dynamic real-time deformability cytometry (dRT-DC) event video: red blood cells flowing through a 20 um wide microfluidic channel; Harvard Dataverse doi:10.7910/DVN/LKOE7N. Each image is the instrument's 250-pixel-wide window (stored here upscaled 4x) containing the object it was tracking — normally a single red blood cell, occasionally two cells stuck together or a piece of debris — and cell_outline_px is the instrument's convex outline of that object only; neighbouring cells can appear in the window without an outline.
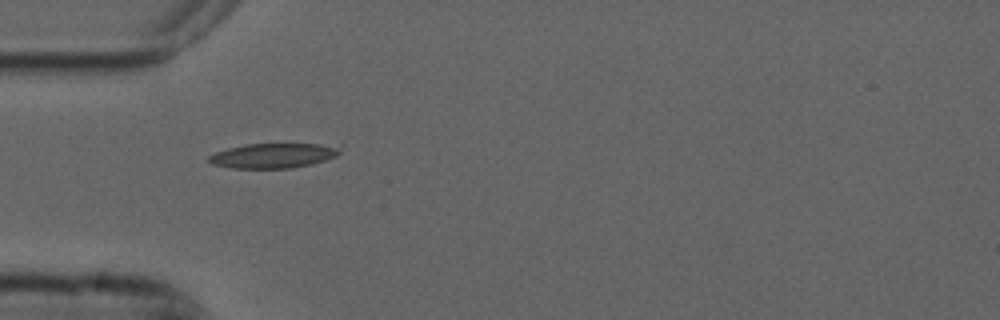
{"species": "common noctule bat (a hibernating species)", "species_latin": "Nyctalus noctula", "temperature_condition": "cold", "stored_images_in_passage": 4, "camera_frame_rate_fps": 3000, "um_per_image_px": 0.085, "animal": {"sex": "male", "forearm_length_mm": 52.5}, "frame": {"image": 1, "passage_image": 1, "time_ms": 0.0, "image_size_px": [1000, 320], "cell_outline_px": [[344, 144], [340, 152], [336, 156], [312, 164], [292, 168], [232, 168], [212, 164], [208, 160], [208, 156], [216, 152], [228, 148], [248, 144]], "centroid_in_image_um": [23.3, 13.22], "position_along_channel_um": 61.7, "area_um2": 19.07}}
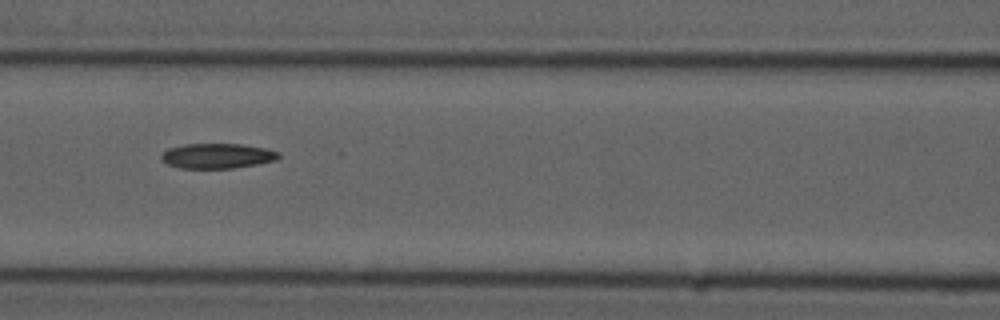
{"frame": {"image": 2, "passage_image": 3, "time_ms": 0.667, "image_size_px": [1000, 320], "cell_outline_px": [[280, 156], [276, 160], [256, 164], [232, 168], [180, 168], [168, 164], [160, 156], [168, 148], [184, 144], [244, 144], [268, 148], [280, 152]], "centroid_in_image_um": [18.51, 13.24], "position_along_channel_um": 148.1, "area_um2": 17.11}}
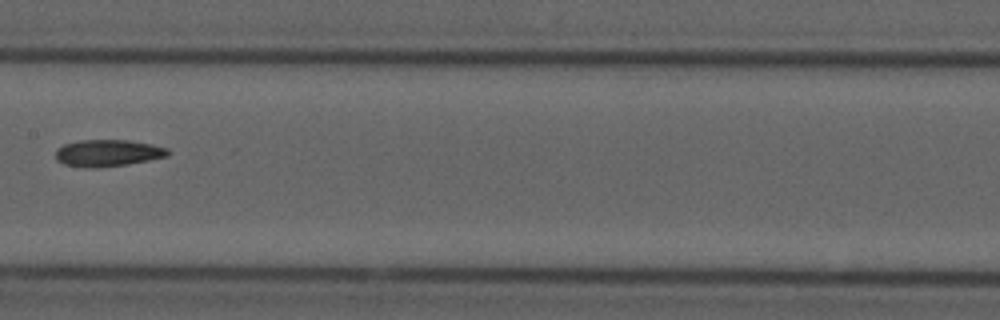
{"frame": {"image": 3, "passage_image": 4, "time_ms": 1.0, "image_size_px": [1000, 320], "cell_outline_px": [[168, 156], [128, 164], [96, 168], [84, 168], [64, 164], [56, 160], [56, 148], [64, 144], [80, 140], [128, 140], [152, 144], [168, 148]], "centroid_in_image_um": [9.13, 13.01], "position_along_channel_um": 198.3, "area_um2": 17.63}}